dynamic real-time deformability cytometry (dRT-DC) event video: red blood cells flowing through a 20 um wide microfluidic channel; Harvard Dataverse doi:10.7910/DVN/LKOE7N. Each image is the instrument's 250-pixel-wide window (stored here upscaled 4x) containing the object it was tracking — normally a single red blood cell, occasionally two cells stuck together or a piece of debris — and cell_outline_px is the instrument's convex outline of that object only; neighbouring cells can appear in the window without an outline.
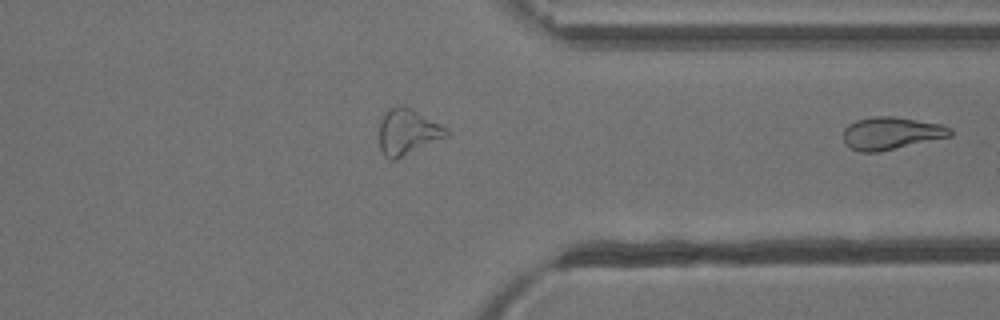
{"species": "common noctule bat (a hibernating species)", "species_latin": "Nyctalus noctula", "temperature_condition": "cold", "stored_images_in_passage": 35, "segment_of_instrument_passage": [2, 2], "camera_frame_rate_fps": 3000, "um_per_image_px": 0.085, "animal": {"sex": "male", "body_mass_g": 13.3}, "frame": {"image": 1, "passage_image": 35, "time_ms": 11.333, "image_size_px": [1000, 320], "cell_outline_px": [[952, 136], [876, 152], [860, 152], [844, 144], [844, 128], [848, 124], [856, 120], [872, 116], [896, 116], [940, 124], [948, 128], [952, 132]], "centroid_in_image_um": [75.71, 11.31], "position_along_channel_um": 335.7, "area_um2": 20.11}}